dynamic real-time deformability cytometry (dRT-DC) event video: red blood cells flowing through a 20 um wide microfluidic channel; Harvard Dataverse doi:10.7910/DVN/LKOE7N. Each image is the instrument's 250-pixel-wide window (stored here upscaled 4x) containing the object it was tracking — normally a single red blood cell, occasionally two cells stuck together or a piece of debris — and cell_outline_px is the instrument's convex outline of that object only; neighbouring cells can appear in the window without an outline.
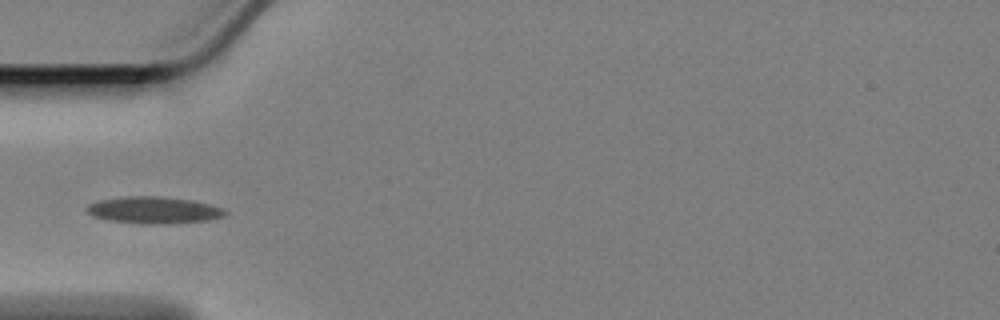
{"species": "Egyptian fruit bat (a non-hibernating species)", "species_latin": "Rousettus aegyptiacus", "temperature_condition": "cold", "stored_images_in_passage": 42, "camera_frame_rate_fps": 3000, "um_per_image_px": 0.085, "animal": {"sex": "female"}, "frame": {"image": 1, "passage_image": 1, "time_ms": 0.0, "image_size_px": [1000, 320], "cell_outline_px": [[228, 212], [224, 216], [208, 220], [164, 224], [140, 224], [108, 220], [92, 216], [84, 208], [88, 204], [100, 200], [128, 196], [156, 196], [192, 200], [212, 204], [224, 208]], "centroid_in_image_um": [13.08, 17.86], "position_along_channel_um": 71.9, "area_um2": 21.79}}
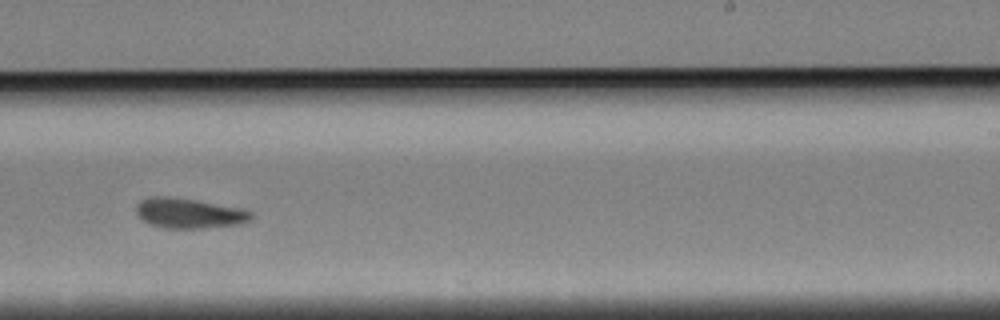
{"frame": {"image": 2, "passage_image": 19, "time_ms": 6.0, "image_size_px": [1000, 320], "cell_outline_px": [[252, 216], [248, 220], [240, 224], [204, 228], [164, 228], [148, 224], [136, 212], [136, 204], [140, 200], [148, 196], [168, 196], [240, 208], [252, 212]], "centroid_in_image_um": [16.01, 18.12], "position_along_channel_um": 273.0, "area_um2": 19.94}}
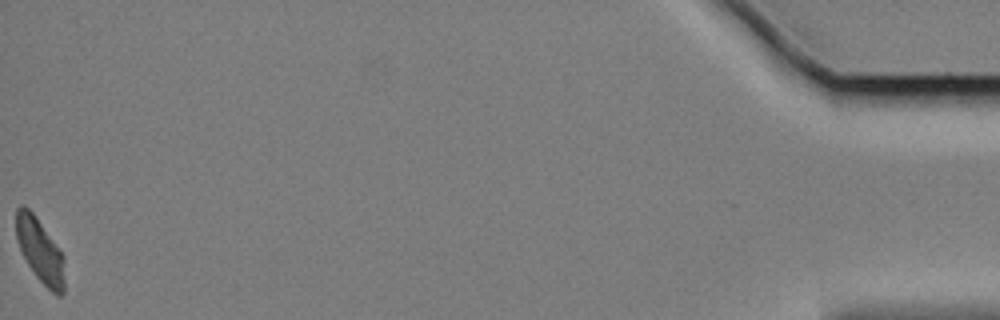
{"frame": {"image": 3, "passage_image": 42, "time_ms": 13.667, "image_size_px": [1000, 320], "cell_outline_px": [[64, 292], [60, 296], [56, 296], [36, 276], [28, 264], [16, 240], [16, 208], [20, 204], [24, 204], [32, 212], [64, 256]], "centroid_in_image_um": [3.4, 21.3], "position_along_channel_um": 431.8, "area_um2": 17.86}}